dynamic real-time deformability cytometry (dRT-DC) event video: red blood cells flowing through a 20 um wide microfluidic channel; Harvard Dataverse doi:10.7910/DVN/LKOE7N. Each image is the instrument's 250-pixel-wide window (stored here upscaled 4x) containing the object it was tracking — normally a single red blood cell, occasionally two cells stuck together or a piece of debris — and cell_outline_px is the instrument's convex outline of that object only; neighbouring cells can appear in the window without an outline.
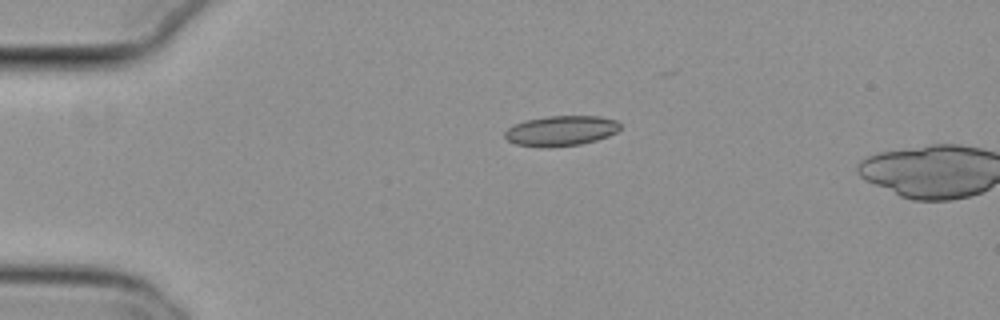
{"species": "common noctule bat (a hibernating species)", "species_latin": "Nyctalus noctula", "temperature_condition": "cold", "stored_images_in_passage": 4, "camera_frame_rate_fps": 3000, "um_per_image_px": 0.085, "animal": {"sex": "female", "body_mass_g": 29.2, "forearm_length_mm": 56.3}, "frame": {"image": 1, "passage_image": 1, "time_ms": 0.0, "image_size_px": [1000, 320], "cell_outline_px": [[620, 128], [616, 132], [608, 136], [596, 140], [580, 144], [516, 144], [508, 140], [504, 136], [504, 132], [508, 128], [524, 120], [548, 116], [600, 116], [616, 120], [620, 124]], "centroid_in_image_um": [47.73, 11.05], "position_along_channel_um": 37.3, "area_um2": 19.36}}